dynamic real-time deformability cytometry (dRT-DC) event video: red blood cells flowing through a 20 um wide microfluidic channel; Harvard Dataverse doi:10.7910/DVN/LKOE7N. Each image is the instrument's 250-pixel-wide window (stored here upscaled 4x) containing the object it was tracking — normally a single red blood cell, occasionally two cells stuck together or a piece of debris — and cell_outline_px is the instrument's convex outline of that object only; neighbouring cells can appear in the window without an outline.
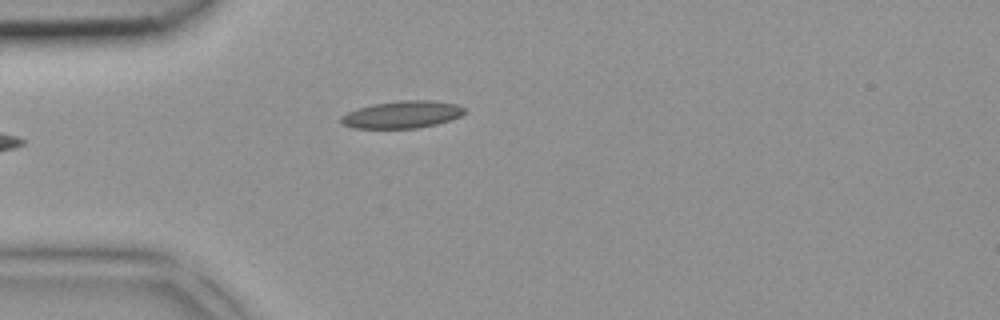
{"species": "common noctule bat (a hibernating species)", "species_latin": "Nyctalus noctula", "temperature_condition": "room temperature", "stored_images_in_passage": 2, "camera_frame_rate_fps": 3000, "um_per_image_px": 0.085, "animal": {"sex": "female", "body_mass_g": 18.4}, "frame": {"image": 1, "passage_image": 2, "time_ms": 0.333, "image_size_px": [1000, 320], "cell_outline_px": [[464, 112], [460, 116], [436, 124], [416, 128], [352, 128], [344, 124], [340, 120], [340, 116], [356, 108], [372, 104], [400, 100], [432, 100], [456, 104], [464, 108]], "centroid_in_image_um": [34.14, 9.73], "position_along_channel_um": 50.9, "area_um2": 19.54}}